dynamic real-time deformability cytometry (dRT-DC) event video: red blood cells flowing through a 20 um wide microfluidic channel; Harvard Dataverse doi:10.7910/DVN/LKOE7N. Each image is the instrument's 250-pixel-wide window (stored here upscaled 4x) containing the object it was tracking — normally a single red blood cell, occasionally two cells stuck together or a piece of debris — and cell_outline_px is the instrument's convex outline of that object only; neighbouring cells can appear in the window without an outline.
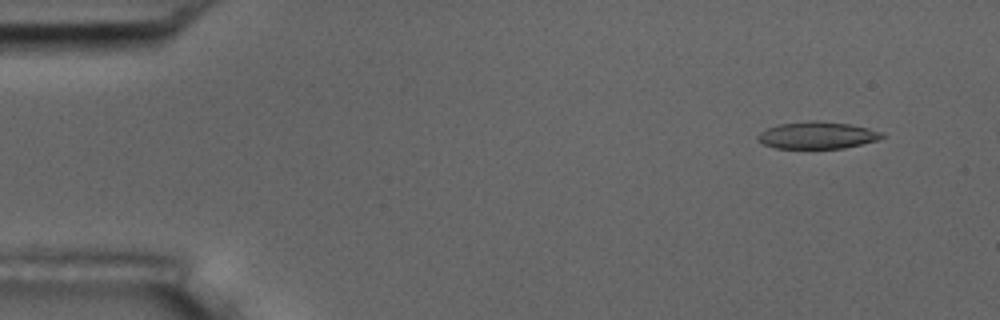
{"species": "common noctule bat (a hibernating species)", "species_latin": "Nyctalus noctula", "temperature_condition": "room temperature", "stored_images_in_passage": 53, "camera_frame_rate_fps": 3000, "um_per_image_px": 0.085, "animal": {"sex": "male", "body_mass_g": 17.5, "forearm_length_mm": 52.3}, "frame": {"image": 1, "passage_image": 5, "time_ms": 1.333, "image_size_px": [1000, 320], "cell_outline_px": [[884, 136], [876, 140], [844, 148], [776, 148], [764, 144], [756, 140], [756, 136], [760, 132], [776, 124], [808, 120], [816, 120], [848, 124], [868, 128], [884, 132]], "centroid_in_image_um": [69.42, 11.48], "position_along_channel_um": 15.6, "area_um2": 19.59}}
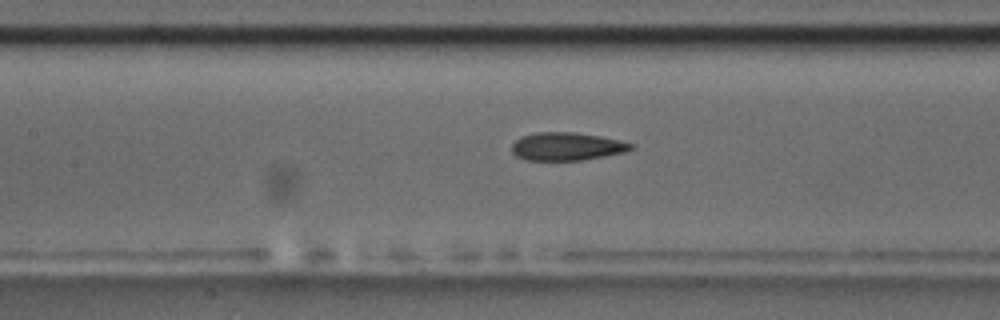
{"frame": {"image": 2, "passage_image": 25, "time_ms": 8.0, "image_size_px": [1000, 320], "cell_outline_px": [[636, 144], [632, 148], [624, 152], [584, 160], [524, 160], [516, 156], [512, 152], [512, 144], [520, 136], [536, 132], [576, 132], [600, 136], [620, 140]], "centroid_in_image_um": [48.16, 12.44], "position_along_channel_um": 159.2, "area_um2": 19.59}}
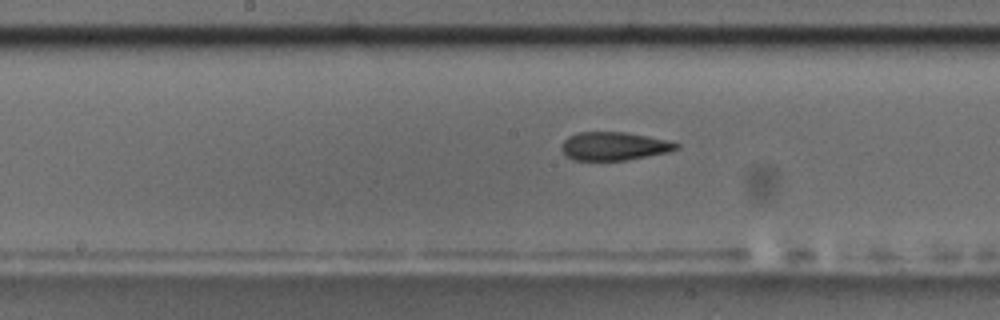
{"frame": {"image": 3, "passage_image": 28, "time_ms": 9.0, "image_size_px": [1000, 320], "cell_outline_px": [[680, 148], [668, 152], [624, 160], [572, 160], [560, 148], [560, 144], [568, 136], [576, 132], [628, 132], [668, 140], [680, 144]], "centroid_in_image_um": [52.18, 12.41], "position_along_channel_um": 196.0, "area_um2": 19.02}, "authors_computed_cell_mechanics": {"area_um2": 19.941, "velocity_mm_per_s": 3.7107, "shape_relaxation_time_tau1_ms": 11.0977, "shape_relaxation_time_tau2_ms": 3.0161, "deformation_change_tau1": 0.2078, "deformation_change_tau2": 0.1219}}